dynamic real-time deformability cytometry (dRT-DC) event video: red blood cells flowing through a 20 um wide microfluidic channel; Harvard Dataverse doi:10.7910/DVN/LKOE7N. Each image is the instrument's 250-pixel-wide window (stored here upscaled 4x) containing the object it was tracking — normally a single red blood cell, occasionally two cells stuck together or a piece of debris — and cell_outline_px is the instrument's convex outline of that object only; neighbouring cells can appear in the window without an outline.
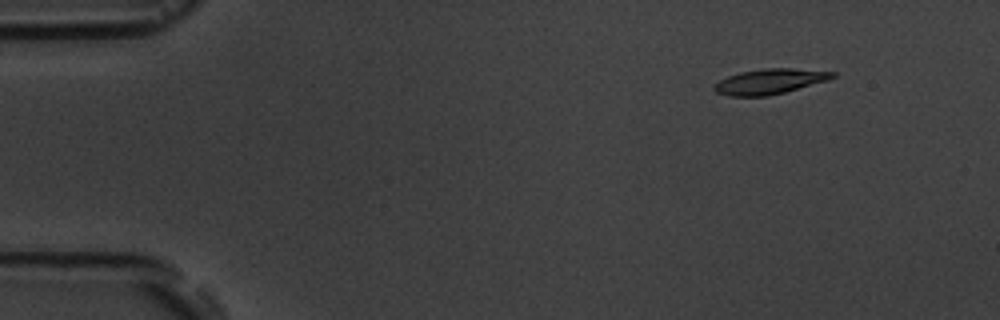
{"species": "common noctule bat (a hibernating species)", "species_latin": "Nyctalus noctula", "temperature_condition": "room temperature", "stored_images_in_passage": 4, "camera_frame_rate_fps": 3000, "um_per_image_px": 0.085, "animal": {"sex": "male", "body_mass_g": 19.5, "forearm_length_mm": 54.6}, "frame": {"image": 1, "passage_image": 2, "time_ms": 1.333, "image_size_px": [1000, 320], "cell_outline_px": [[836, 76], [828, 80], [784, 92], [768, 96], [728, 96], [716, 92], [712, 88], [720, 80], [728, 76], [740, 72], [764, 68], [792, 68], [836, 72]], "centroid_in_image_um": [65.42, 6.92], "position_along_channel_um": 19.6, "area_um2": 17.28}}